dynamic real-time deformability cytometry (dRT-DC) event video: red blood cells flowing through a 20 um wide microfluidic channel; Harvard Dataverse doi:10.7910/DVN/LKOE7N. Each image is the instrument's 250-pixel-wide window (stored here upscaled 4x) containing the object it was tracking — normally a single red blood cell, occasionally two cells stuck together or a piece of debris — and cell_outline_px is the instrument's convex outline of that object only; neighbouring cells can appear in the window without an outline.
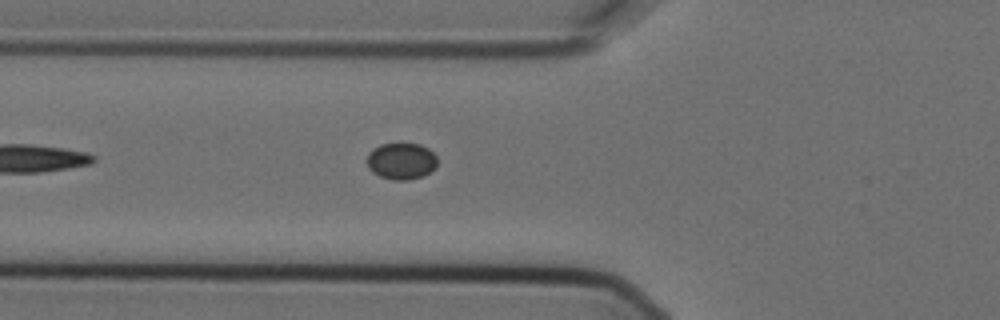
{"species": "Egyptian fruit bat (a non-hibernating species)", "species_latin": "Rousettus aegyptiacus", "temperature_condition": "cold", "stored_images_in_passage": 5, "camera_frame_rate_fps": 3000, "um_per_image_px": 0.085, "animal": {"sex": "female"}, "frame": {"image": 1, "passage_image": 5, "time_ms": 1.333, "image_size_px": [1000, 320], "cell_outline_px": [[436, 164], [428, 172], [420, 176], [408, 180], [392, 180], [380, 176], [372, 172], [368, 168], [368, 152], [372, 148], [380, 144], [420, 144], [428, 148], [436, 156]], "centroid_in_image_um": [34.07, 13.68], "position_along_channel_um": 91.7, "area_um2": 14.8}}